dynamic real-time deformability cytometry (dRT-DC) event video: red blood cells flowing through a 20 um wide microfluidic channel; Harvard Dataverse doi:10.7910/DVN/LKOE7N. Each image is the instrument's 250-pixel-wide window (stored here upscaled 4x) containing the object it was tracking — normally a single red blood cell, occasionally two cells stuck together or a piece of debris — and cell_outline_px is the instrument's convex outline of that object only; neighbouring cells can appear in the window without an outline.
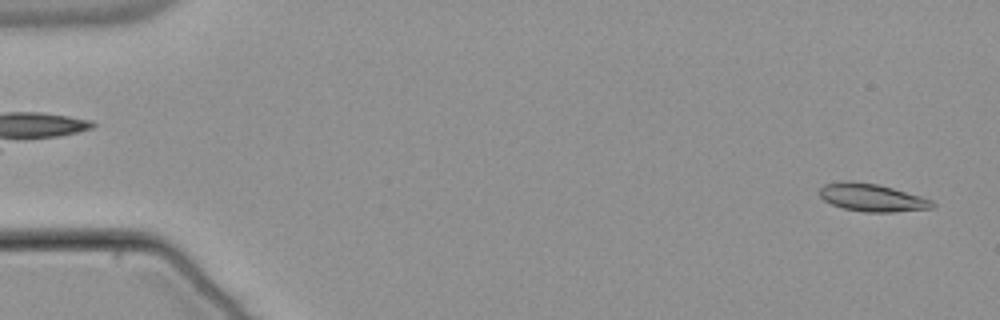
{"species": "common noctule bat (a hibernating species)", "species_latin": "Nyctalus noctula", "temperature_condition": "warm", "stored_images_in_passage": 54, "camera_frame_rate_fps": 3000, "um_per_image_px": 0.085, "animal": {"sex": "male", "body_mass_g": 21.5, "forearm_length_mm": 52.0}, "frame": {"image": 1, "passage_image": 2, "time_ms": 0.333, "image_size_px": [1000, 320], "cell_outline_px": [[936, 204], [932, 208], [892, 212], [864, 212], [844, 208], [832, 204], [824, 200], [820, 196], [820, 188], [824, 184], [876, 184], [892, 188], [920, 196], [932, 200]], "centroid_in_image_um": [74.2, 16.85], "position_along_channel_um": 10.8, "area_um2": 17.28}}
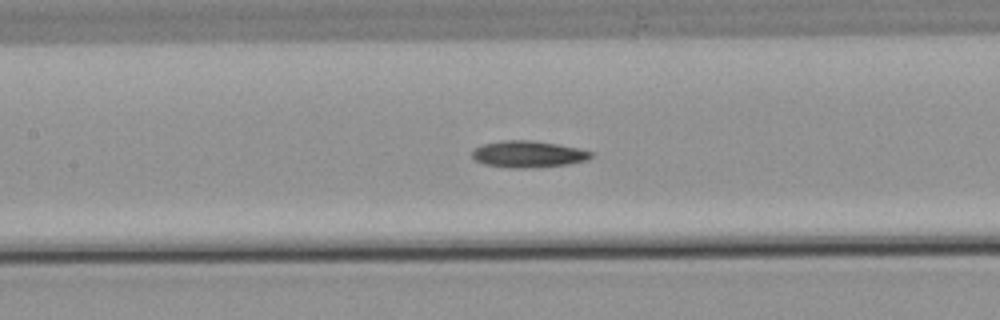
{"frame": {"image": 2, "passage_image": 25, "time_ms": 8.0, "image_size_px": [1000, 320], "cell_outline_px": [[592, 156], [588, 160], [568, 164], [520, 168], [508, 168], [484, 164], [476, 160], [472, 156], [472, 152], [476, 148], [484, 144], [504, 140], [528, 140], [556, 144], [576, 148], [592, 152]], "centroid_in_image_um": [44.88, 13.11], "position_along_channel_um": 162.5, "area_um2": 18.09}}
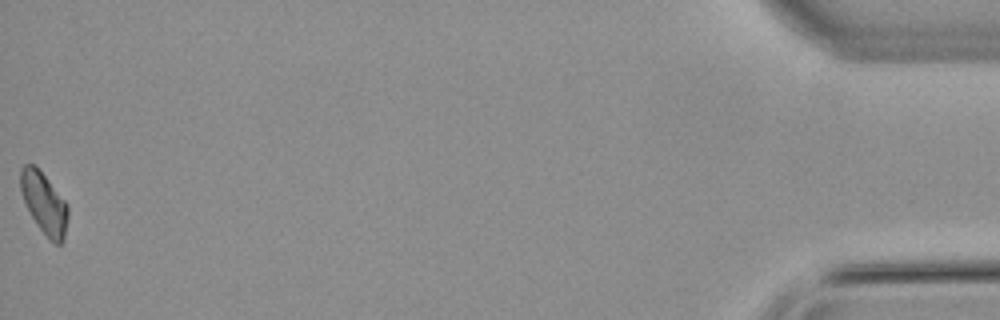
{"frame": {"image": 3, "passage_image": 54, "time_ms": 17.667, "image_size_px": [1000, 320], "cell_outline_px": [[68, 216], [64, 240], [60, 244], [56, 244], [40, 228], [32, 216], [24, 200], [20, 188], [20, 168], [24, 164], [32, 164], [44, 176], [68, 204]], "centroid_in_image_um": [3.76, 17.26], "position_along_channel_um": 431.4, "area_um2": 16.42}}